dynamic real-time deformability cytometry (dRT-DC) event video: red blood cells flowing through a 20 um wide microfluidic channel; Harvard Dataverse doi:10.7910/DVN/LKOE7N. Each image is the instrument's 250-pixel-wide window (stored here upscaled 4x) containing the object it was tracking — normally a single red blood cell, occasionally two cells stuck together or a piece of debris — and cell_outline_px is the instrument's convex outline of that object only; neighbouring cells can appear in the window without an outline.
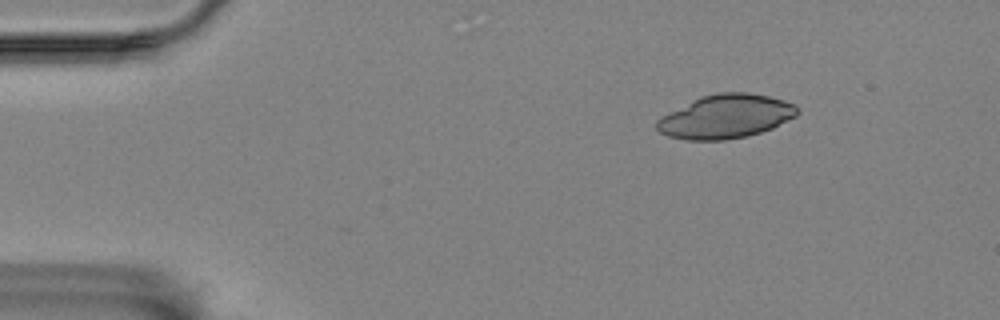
{"species": "Egyptian fruit bat (a non-hibernating species)", "species_latin": "Rousettus aegyptiacus", "temperature_condition": "room temperature", "stored_images_in_passage": 46, "camera_frame_rate_fps": 3000, "um_per_image_px": 0.085, "animal": {"sex": "female"}, "frame": {"image": 1, "passage_image": 1, "time_ms": 0.0, "image_size_px": [1000, 320], "cell_outline_px": [[800, 112], [796, 116], [772, 128], [748, 136], [724, 140], [684, 140], [668, 136], [660, 132], [656, 128], [656, 120], [660, 116], [700, 96], [716, 92], [748, 92], [768, 96], [784, 100], [796, 104]], "centroid_in_image_um": [61.68, 9.9], "position_along_channel_um": 23.3, "area_um2": 36.13}}